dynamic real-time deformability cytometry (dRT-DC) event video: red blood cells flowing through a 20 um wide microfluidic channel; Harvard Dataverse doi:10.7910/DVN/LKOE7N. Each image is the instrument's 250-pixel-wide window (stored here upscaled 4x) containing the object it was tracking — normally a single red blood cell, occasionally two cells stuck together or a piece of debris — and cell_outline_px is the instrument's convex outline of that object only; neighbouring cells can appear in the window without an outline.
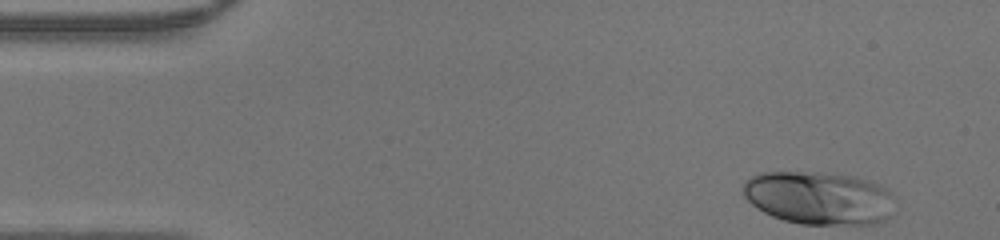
{"species": "human", "species_latin": "Homo sapiens", "temperature_condition": "warm", "stored_images_in_passage": 44, "camera_frame_rate_fps": 3000, "um_per_image_px": 0.085, "donor": {"sex": "male"}, "frame": {"image": 1, "passage_image": 1, "time_ms": 0.0, "image_size_px": [1000, 240], "cell_outline_px": [[896, 212], [884, 220], [876, 224], [800, 224], [784, 220], [772, 216], [756, 208], [744, 196], [744, 180], [760, 172], [820, 172], [856, 176], [880, 184], [888, 188], [896, 196]], "centroid_in_image_um": [69.7, 16.82], "position_along_channel_um": 15.3, "area_um2": 47.92}}
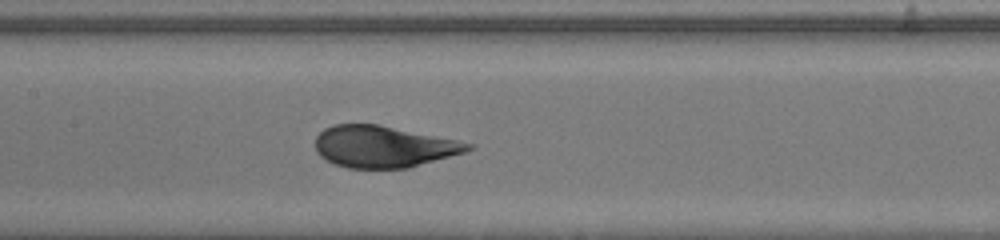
{"frame": {"image": 2, "passage_image": 19, "time_ms": 6.0, "image_size_px": [1000, 240], "cell_outline_px": [[476, 148], [468, 152], [408, 168], [348, 168], [332, 164], [320, 156], [316, 152], [316, 136], [324, 128], [332, 124], [380, 124], [476, 144]], "centroid_in_image_um": [32.63, 12.46], "position_along_channel_um": 174.8, "area_um2": 37.51}}
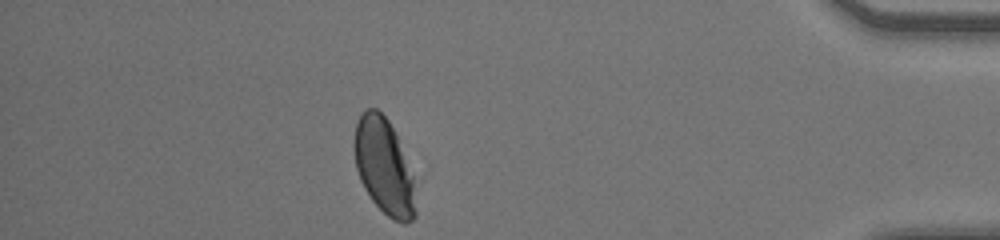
{"frame": {"image": 3, "passage_image": 38, "time_ms": 12.333, "image_size_px": [1000, 240], "cell_outline_px": [[416, 216], [412, 220], [404, 224], [392, 220], [372, 200], [364, 188], [360, 180], [356, 168], [352, 144], [352, 140], [356, 124], [360, 116], [368, 108], [376, 108], [388, 120], [396, 132], [412, 176], [416, 212]], "centroid_in_image_um": [32.61, 14.15], "position_along_channel_um": 402.6, "area_um2": 34.22}}